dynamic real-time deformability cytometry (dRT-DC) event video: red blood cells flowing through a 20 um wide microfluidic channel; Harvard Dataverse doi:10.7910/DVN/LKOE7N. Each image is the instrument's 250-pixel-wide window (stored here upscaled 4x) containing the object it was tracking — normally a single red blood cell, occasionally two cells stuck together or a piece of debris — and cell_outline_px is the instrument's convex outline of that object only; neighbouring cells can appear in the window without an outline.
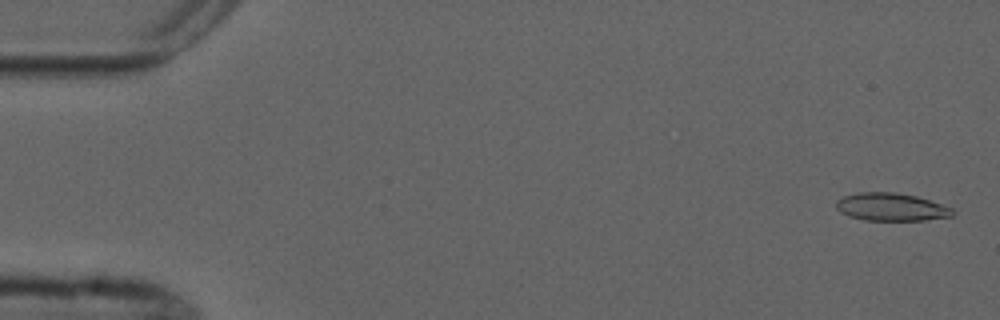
{"species": "common noctule bat (a hibernating species)", "species_latin": "Nyctalus noctula", "temperature_condition": "cold", "stored_images_in_passage": 5, "camera_frame_rate_fps": 3000, "um_per_image_px": 0.085, "animal": {"sex": "male", "forearm_length_mm": 52.5}, "frame": {"image": 1, "passage_image": 1, "time_ms": 0.0, "image_size_px": [1000, 320], "cell_outline_px": [[952, 216], [924, 220], [864, 220], [848, 216], [840, 212], [836, 208], [836, 200], [844, 196], [860, 192], [896, 192], [916, 196], [952, 208]], "centroid_in_image_um": [75.69, 17.59], "position_along_channel_um": 9.3, "area_um2": 18.73}}
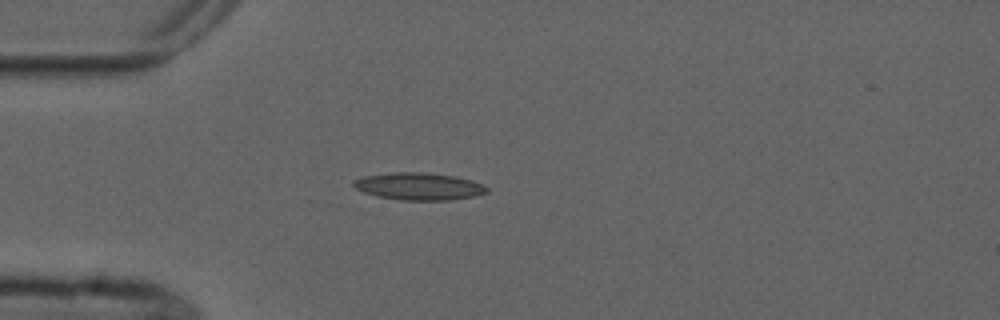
{"frame": {"image": 2, "passage_image": 5, "time_ms": 4.333, "image_size_px": [1000, 320], "cell_outline_px": [[488, 192], [476, 196], [448, 200], [400, 200], [380, 196], [364, 192], [356, 188], [352, 184], [352, 180], [364, 176], [392, 172], [424, 172], [452, 176], [472, 180], [488, 188]], "centroid_in_image_um": [35.6, 15.83], "position_along_channel_um": 49.4, "area_um2": 21.04}}